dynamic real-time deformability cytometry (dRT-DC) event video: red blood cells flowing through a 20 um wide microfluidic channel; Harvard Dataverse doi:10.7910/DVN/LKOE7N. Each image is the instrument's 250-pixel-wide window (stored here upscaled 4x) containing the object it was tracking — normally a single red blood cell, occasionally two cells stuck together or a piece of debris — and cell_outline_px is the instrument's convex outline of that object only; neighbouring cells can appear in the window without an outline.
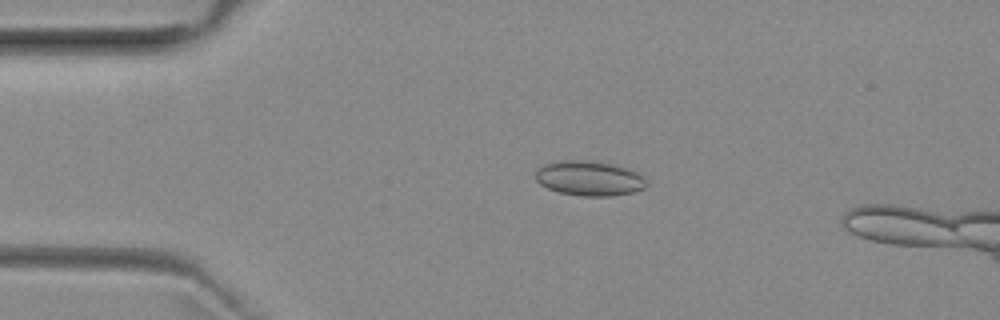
{"species": "common noctule bat (a hibernating species)", "species_latin": "Nyctalus noctula", "temperature_condition": "room temperature", "stored_images_in_passage": 41, "camera_frame_rate_fps": 3000, "um_per_image_px": 0.085, "animal": {"sex": "female", "body_mass_g": 29.2, "forearm_length_mm": 56.3}, "frame": {"image": 1, "passage_image": 4, "time_ms": 1.0, "image_size_px": [1000, 320], "cell_outline_px": [[644, 188], [632, 192], [608, 196], [584, 196], [560, 192], [548, 188], [540, 184], [536, 180], [536, 172], [544, 164], [556, 160], [596, 160], [628, 168], [640, 172], [644, 176]], "centroid_in_image_um": [50.09, 15.13], "position_along_channel_um": 34.9, "area_um2": 22.54}}
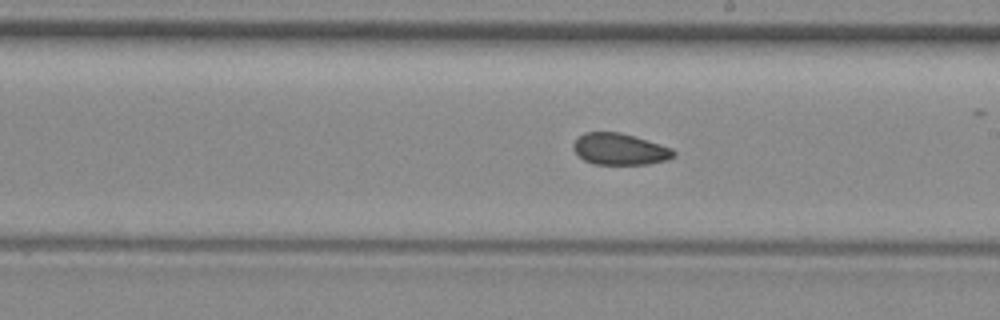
{"frame": {"image": 2, "passage_image": 22, "time_ms": 7.0, "image_size_px": [1000, 320], "cell_outline_px": [[676, 156], [668, 160], [648, 164], [592, 164], [584, 160], [572, 148], [572, 144], [584, 132], [620, 132], [660, 144], [672, 148], [676, 152]], "centroid_in_image_um": [52.7, 12.68], "position_along_channel_um": 236.3, "area_um2": 18.44}}
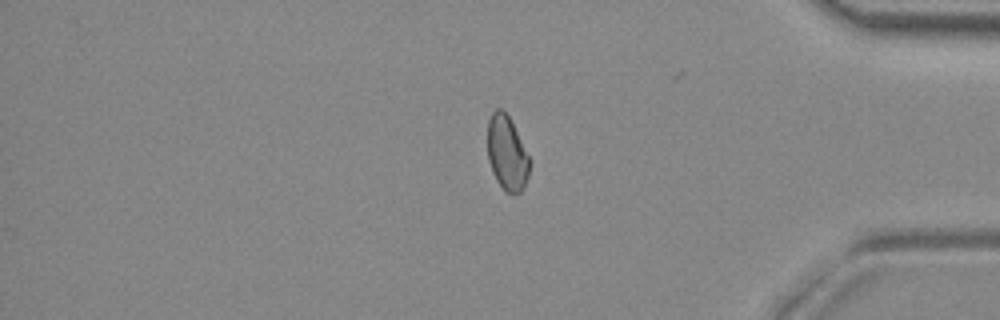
{"frame": {"image": 3, "passage_image": 36, "time_ms": 11.667, "image_size_px": [1000, 320], "cell_outline_px": [[528, 176], [520, 192], [504, 192], [496, 180], [492, 172], [488, 160], [488, 120], [492, 112], [496, 108], [500, 108], [508, 116], [528, 156]], "centroid_in_image_um": [43.04, 13.02], "position_along_channel_um": 392.2, "area_um2": 17.69}}